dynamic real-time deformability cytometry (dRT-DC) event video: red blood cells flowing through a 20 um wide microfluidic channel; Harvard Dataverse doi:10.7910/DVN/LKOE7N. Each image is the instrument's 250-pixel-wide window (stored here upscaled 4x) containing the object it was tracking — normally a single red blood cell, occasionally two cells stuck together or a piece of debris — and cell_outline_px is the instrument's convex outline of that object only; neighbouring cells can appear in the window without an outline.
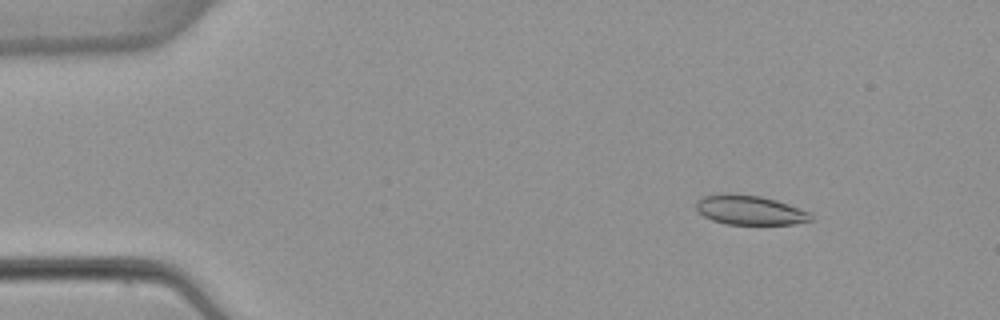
{"species": "common noctule bat (a hibernating species)", "species_latin": "Nyctalus noctula", "temperature_condition": "warm", "stored_images_in_passage": 5, "camera_frame_rate_fps": 3000, "um_per_image_px": 0.085, "animal": {"sex": "female", "body_mass_g": 22.7, "forearm_length_mm": 54.2}, "frame": {"image": 1, "passage_image": 1, "time_ms": 0.0, "image_size_px": [1000, 320], "cell_outline_px": [[812, 220], [792, 224], [728, 224], [712, 220], [704, 216], [696, 208], [696, 200], [704, 196], [720, 192], [728, 192], [760, 196], [776, 200], [812, 212]], "centroid_in_image_um": [63.72, 17.83], "position_along_channel_um": 21.3, "area_um2": 19.88}}
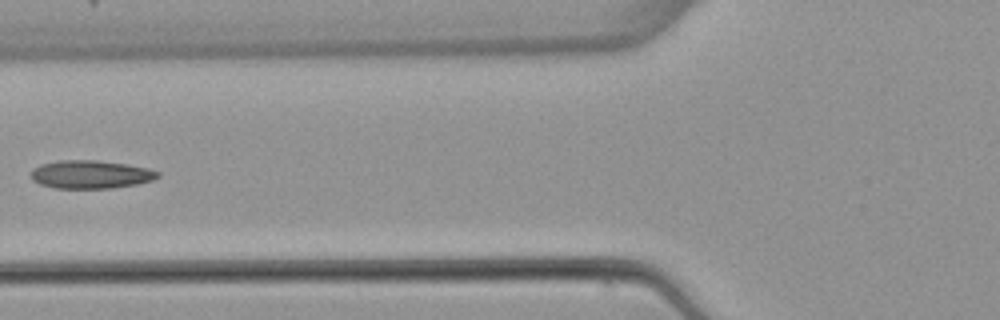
{"frame": {"image": 2, "passage_image": 4, "time_ms": 4.667, "image_size_px": [1000, 320], "cell_outline_px": [[160, 176], [152, 180], [136, 184], [112, 188], [52, 188], [40, 184], [32, 180], [32, 168], [40, 164], [60, 160], [96, 160], [128, 164], [148, 168], [160, 172]], "centroid_in_image_um": [7.7, 14.82], "position_along_channel_um": 118.1, "area_um2": 20.92}}
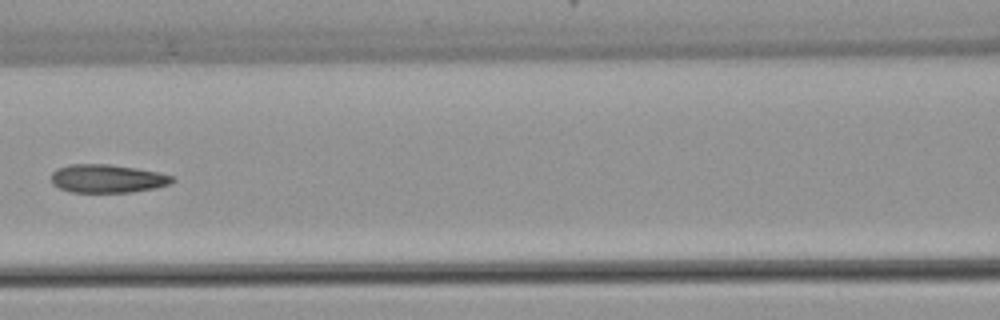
{"frame": {"image": 3, "passage_image": 5, "time_ms": 5.667, "image_size_px": [1000, 320], "cell_outline_px": [[176, 180], [172, 184], [156, 188], [132, 192], [72, 192], [60, 188], [52, 184], [52, 172], [56, 168], [68, 164], [108, 164], [136, 168], [156, 172], [172, 176]], "centroid_in_image_um": [9.13, 15.18], "position_along_channel_um": 157.5, "area_um2": 20.06}}